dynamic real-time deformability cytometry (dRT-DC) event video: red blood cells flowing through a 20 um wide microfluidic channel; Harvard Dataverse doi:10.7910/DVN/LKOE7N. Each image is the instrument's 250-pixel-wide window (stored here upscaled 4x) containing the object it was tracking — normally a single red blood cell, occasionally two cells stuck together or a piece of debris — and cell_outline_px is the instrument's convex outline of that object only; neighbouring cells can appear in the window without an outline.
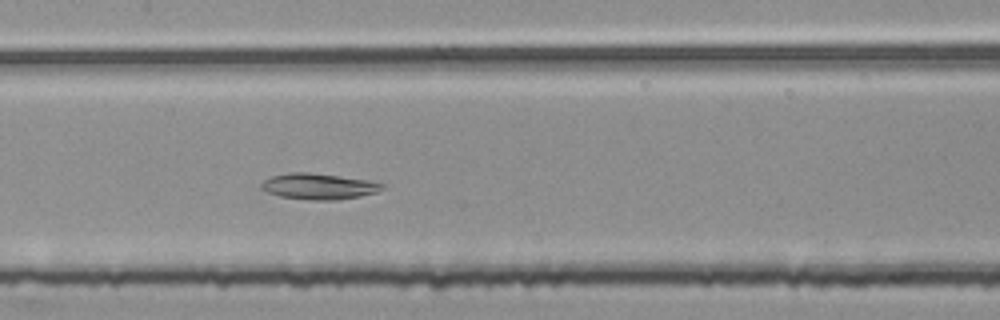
{"species": "common noctule bat (a hibernating species)", "species_latin": "Nyctalus noctula", "temperature_condition": "room temperature", "stored_images_in_passage": 46, "camera_frame_rate_fps": 3000, "um_per_image_px": 0.085, "animal": {"sex": "female", "body_mass_g": 25.1}, "frame": {"image": 1, "passage_image": 20, "time_ms": 6.333, "image_size_px": [1000, 320], "cell_outline_px": [[384, 188], [376, 192], [360, 196], [336, 200], [312, 200], [280, 196], [264, 192], [260, 188], [260, 184], [264, 180], [272, 176], [292, 172], [308, 172], [364, 180], [384, 184]], "centroid_in_image_um": [27.02, 15.85], "position_along_channel_um": 180.4, "area_um2": 18.03}}
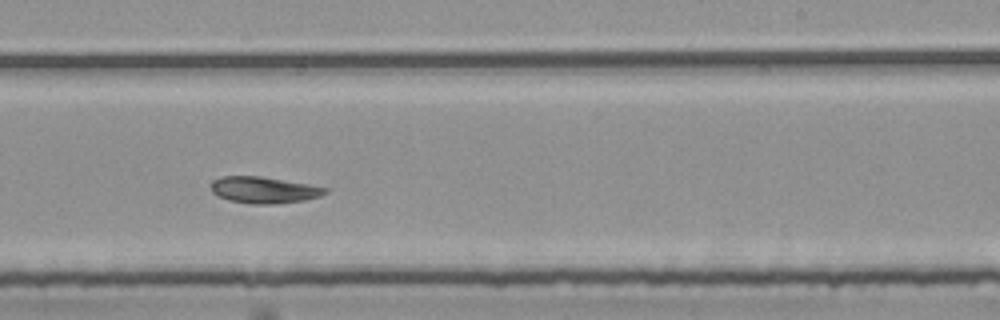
{"frame": {"image": 2, "passage_image": 27, "time_ms": 8.667, "image_size_px": [1000, 320], "cell_outline_px": [[328, 192], [320, 196], [304, 200], [272, 204], [252, 204], [228, 200], [212, 192], [212, 180], [220, 176], [260, 176], [308, 184], [328, 188]], "centroid_in_image_um": [22.43, 16.14], "position_along_channel_um": 266.6, "area_um2": 17.51}}
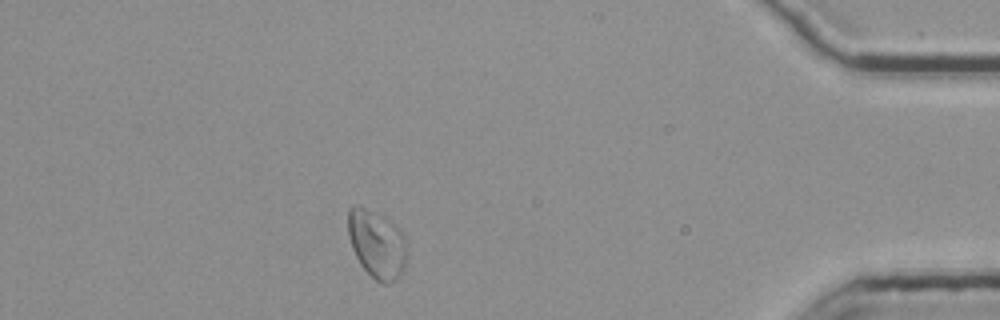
{"frame": {"image": 3, "passage_image": 42, "time_ms": 13.667, "image_size_px": [1000, 320], "cell_outline_px": [[408, 244], [404, 268], [388, 284], [380, 284], [360, 264], [352, 248], [348, 236], [348, 208], [352, 204], [356, 204], [388, 216], [400, 228]], "centroid_in_image_um": [32.03, 20.66], "position_along_channel_um": 403.2, "area_um2": 23.81}}